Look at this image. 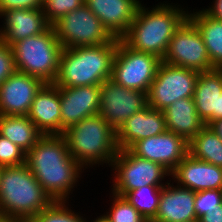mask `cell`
<instances>
[{
	"label": "cell",
	"mask_w": 222,
	"mask_h": 222,
	"mask_svg": "<svg viewBox=\"0 0 222 222\" xmlns=\"http://www.w3.org/2000/svg\"><path fill=\"white\" fill-rule=\"evenodd\" d=\"M26 165L53 201H69L85 170L70 155L63 135H42L26 153Z\"/></svg>",
	"instance_id": "cell-1"
},
{
	"label": "cell",
	"mask_w": 222,
	"mask_h": 222,
	"mask_svg": "<svg viewBox=\"0 0 222 222\" xmlns=\"http://www.w3.org/2000/svg\"><path fill=\"white\" fill-rule=\"evenodd\" d=\"M154 6L139 5L133 22L121 40L136 51L153 54L162 60L173 34L188 19L189 11L181 4L168 1H160Z\"/></svg>",
	"instance_id": "cell-2"
},
{
	"label": "cell",
	"mask_w": 222,
	"mask_h": 222,
	"mask_svg": "<svg viewBox=\"0 0 222 222\" xmlns=\"http://www.w3.org/2000/svg\"><path fill=\"white\" fill-rule=\"evenodd\" d=\"M118 39L98 46L63 48L53 84L57 87L100 85L111 79Z\"/></svg>",
	"instance_id": "cell-3"
},
{
	"label": "cell",
	"mask_w": 222,
	"mask_h": 222,
	"mask_svg": "<svg viewBox=\"0 0 222 222\" xmlns=\"http://www.w3.org/2000/svg\"><path fill=\"white\" fill-rule=\"evenodd\" d=\"M62 135L70 155L85 170L97 165L110 167L119 150L116 130L99 114L70 126Z\"/></svg>",
	"instance_id": "cell-4"
},
{
	"label": "cell",
	"mask_w": 222,
	"mask_h": 222,
	"mask_svg": "<svg viewBox=\"0 0 222 222\" xmlns=\"http://www.w3.org/2000/svg\"><path fill=\"white\" fill-rule=\"evenodd\" d=\"M52 202L26 163L3 167L0 216L16 220L32 219Z\"/></svg>",
	"instance_id": "cell-5"
},
{
	"label": "cell",
	"mask_w": 222,
	"mask_h": 222,
	"mask_svg": "<svg viewBox=\"0 0 222 222\" xmlns=\"http://www.w3.org/2000/svg\"><path fill=\"white\" fill-rule=\"evenodd\" d=\"M16 71L42 79L56 80L63 47L50 26L45 32L22 39L12 46Z\"/></svg>",
	"instance_id": "cell-6"
},
{
	"label": "cell",
	"mask_w": 222,
	"mask_h": 222,
	"mask_svg": "<svg viewBox=\"0 0 222 222\" xmlns=\"http://www.w3.org/2000/svg\"><path fill=\"white\" fill-rule=\"evenodd\" d=\"M110 168L113 171L110 192L122 197L144 186H165L168 179H164L171 176L161 164L140 158L129 149H119Z\"/></svg>",
	"instance_id": "cell-7"
},
{
	"label": "cell",
	"mask_w": 222,
	"mask_h": 222,
	"mask_svg": "<svg viewBox=\"0 0 222 222\" xmlns=\"http://www.w3.org/2000/svg\"><path fill=\"white\" fill-rule=\"evenodd\" d=\"M52 27L63 48L98 46L115 39L86 4L61 17Z\"/></svg>",
	"instance_id": "cell-8"
},
{
	"label": "cell",
	"mask_w": 222,
	"mask_h": 222,
	"mask_svg": "<svg viewBox=\"0 0 222 222\" xmlns=\"http://www.w3.org/2000/svg\"><path fill=\"white\" fill-rule=\"evenodd\" d=\"M161 59L136 51L118 39L111 79L118 85L148 93Z\"/></svg>",
	"instance_id": "cell-9"
},
{
	"label": "cell",
	"mask_w": 222,
	"mask_h": 222,
	"mask_svg": "<svg viewBox=\"0 0 222 222\" xmlns=\"http://www.w3.org/2000/svg\"><path fill=\"white\" fill-rule=\"evenodd\" d=\"M198 74L161 61L147 93L148 106L164 111L180 98H193Z\"/></svg>",
	"instance_id": "cell-10"
},
{
	"label": "cell",
	"mask_w": 222,
	"mask_h": 222,
	"mask_svg": "<svg viewBox=\"0 0 222 222\" xmlns=\"http://www.w3.org/2000/svg\"><path fill=\"white\" fill-rule=\"evenodd\" d=\"M162 62L199 73L214 69L204 40L189 19L173 34Z\"/></svg>",
	"instance_id": "cell-11"
},
{
	"label": "cell",
	"mask_w": 222,
	"mask_h": 222,
	"mask_svg": "<svg viewBox=\"0 0 222 222\" xmlns=\"http://www.w3.org/2000/svg\"><path fill=\"white\" fill-rule=\"evenodd\" d=\"M148 106L147 93L128 89L112 79L100 84L99 115L116 131L133 114Z\"/></svg>",
	"instance_id": "cell-12"
},
{
	"label": "cell",
	"mask_w": 222,
	"mask_h": 222,
	"mask_svg": "<svg viewBox=\"0 0 222 222\" xmlns=\"http://www.w3.org/2000/svg\"><path fill=\"white\" fill-rule=\"evenodd\" d=\"M188 147L184 138L166 130L135 142L129 150L140 158L161 164L171 173L188 154Z\"/></svg>",
	"instance_id": "cell-13"
},
{
	"label": "cell",
	"mask_w": 222,
	"mask_h": 222,
	"mask_svg": "<svg viewBox=\"0 0 222 222\" xmlns=\"http://www.w3.org/2000/svg\"><path fill=\"white\" fill-rule=\"evenodd\" d=\"M45 84L38 77L15 71L0 85V115H27Z\"/></svg>",
	"instance_id": "cell-14"
},
{
	"label": "cell",
	"mask_w": 222,
	"mask_h": 222,
	"mask_svg": "<svg viewBox=\"0 0 222 222\" xmlns=\"http://www.w3.org/2000/svg\"><path fill=\"white\" fill-rule=\"evenodd\" d=\"M61 106V135L70 126L99 114L100 85L58 87Z\"/></svg>",
	"instance_id": "cell-15"
},
{
	"label": "cell",
	"mask_w": 222,
	"mask_h": 222,
	"mask_svg": "<svg viewBox=\"0 0 222 222\" xmlns=\"http://www.w3.org/2000/svg\"><path fill=\"white\" fill-rule=\"evenodd\" d=\"M170 177L178 186L195 192L222 190V167L197 160L189 153L171 172Z\"/></svg>",
	"instance_id": "cell-16"
},
{
	"label": "cell",
	"mask_w": 222,
	"mask_h": 222,
	"mask_svg": "<svg viewBox=\"0 0 222 222\" xmlns=\"http://www.w3.org/2000/svg\"><path fill=\"white\" fill-rule=\"evenodd\" d=\"M161 188L159 208L151 222H192L198 220L195 210L196 192L178 185L169 177Z\"/></svg>",
	"instance_id": "cell-17"
},
{
	"label": "cell",
	"mask_w": 222,
	"mask_h": 222,
	"mask_svg": "<svg viewBox=\"0 0 222 222\" xmlns=\"http://www.w3.org/2000/svg\"><path fill=\"white\" fill-rule=\"evenodd\" d=\"M193 100L205 125L222 119V69L214 68L198 74Z\"/></svg>",
	"instance_id": "cell-18"
},
{
	"label": "cell",
	"mask_w": 222,
	"mask_h": 222,
	"mask_svg": "<svg viewBox=\"0 0 222 222\" xmlns=\"http://www.w3.org/2000/svg\"><path fill=\"white\" fill-rule=\"evenodd\" d=\"M0 39L10 47L25 38L45 32L51 25L42 9H15L0 15Z\"/></svg>",
	"instance_id": "cell-19"
},
{
	"label": "cell",
	"mask_w": 222,
	"mask_h": 222,
	"mask_svg": "<svg viewBox=\"0 0 222 222\" xmlns=\"http://www.w3.org/2000/svg\"><path fill=\"white\" fill-rule=\"evenodd\" d=\"M141 2L140 0H85L92 13L117 39H121L128 31Z\"/></svg>",
	"instance_id": "cell-20"
},
{
	"label": "cell",
	"mask_w": 222,
	"mask_h": 222,
	"mask_svg": "<svg viewBox=\"0 0 222 222\" xmlns=\"http://www.w3.org/2000/svg\"><path fill=\"white\" fill-rule=\"evenodd\" d=\"M43 135H61V106L59 89L46 83L35 95L26 115Z\"/></svg>",
	"instance_id": "cell-21"
},
{
	"label": "cell",
	"mask_w": 222,
	"mask_h": 222,
	"mask_svg": "<svg viewBox=\"0 0 222 222\" xmlns=\"http://www.w3.org/2000/svg\"><path fill=\"white\" fill-rule=\"evenodd\" d=\"M166 131L163 111L147 106L133 114L116 131L118 149H129L135 142Z\"/></svg>",
	"instance_id": "cell-22"
},
{
	"label": "cell",
	"mask_w": 222,
	"mask_h": 222,
	"mask_svg": "<svg viewBox=\"0 0 222 222\" xmlns=\"http://www.w3.org/2000/svg\"><path fill=\"white\" fill-rule=\"evenodd\" d=\"M166 130L171 131L188 143L205 126L200 119L193 98H180L164 111Z\"/></svg>",
	"instance_id": "cell-23"
},
{
	"label": "cell",
	"mask_w": 222,
	"mask_h": 222,
	"mask_svg": "<svg viewBox=\"0 0 222 222\" xmlns=\"http://www.w3.org/2000/svg\"><path fill=\"white\" fill-rule=\"evenodd\" d=\"M196 10L189 11L188 19L201 34L212 67L222 69V21L213 19L202 9Z\"/></svg>",
	"instance_id": "cell-24"
},
{
	"label": "cell",
	"mask_w": 222,
	"mask_h": 222,
	"mask_svg": "<svg viewBox=\"0 0 222 222\" xmlns=\"http://www.w3.org/2000/svg\"><path fill=\"white\" fill-rule=\"evenodd\" d=\"M0 135L27 153L43 134L26 115H0Z\"/></svg>",
	"instance_id": "cell-25"
},
{
	"label": "cell",
	"mask_w": 222,
	"mask_h": 222,
	"mask_svg": "<svg viewBox=\"0 0 222 222\" xmlns=\"http://www.w3.org/2000/svg\"><path fill=\"white\" fill-rule=\"evenodd\" d=\"M188 146L193 158L222 167V140L210 125H205Z\"/></svg>",
	"instance_id": "cell-26"
},
{
	"label": "cell",
	"mask_w": 222,
	"mask_h": 222,
	"mask_svg": "<svg viewBox=\"0 0 222 222\" xmlns=\"http://www.w3.org/2000/svg\"><path fill=\"white\" fill-rule=\"evenodd\" d=\"M164 186L148 185L132 190L123 197L146 219L151 222L158 211L161 188Z\"/></svg>",
	"instance_id": "cell-27"
},
{
	"label": "cell",
	"mask_w": 222,
	"mask_h": 222,
	"mask_svg": "<svg viewBox=\"0 0 222 222\" xmlns=\"http://www.w3.org/2000/svg\"><path fill=\"white\" fill-rule=\"evenodd\" d=\"M68 206L67 200L53 201L33 219L36 222H87L86 216H82L81 212L76 213L75 209Z\"/></svg>",
	"instance_id": "cell-28"
},
{
	"label": "cell",
	"mask_w": 222,
	"mask_h": 222,
	"mask_svg": "<svg viewBox=\"0 0 222 222\" xmlns=\"http://www.w3.org/2000/svg\"><path fill=\"white\" fill-rule=\"evenodd\" d=\"M110 196L112 205L104 212L110 222H148L124 197L113 192Z\"/></svg>",
	"instance_id": "cell-29"
},
{
	"label": "cell",
	"mask_w": 222,
	"mask_h": 222,
	"mask_svg": "<svg viewBox=\"0 0 222 222\" xmlns=\"http://www.w3.org/2000/svg\"><path fill=\"white\" fill-rule=\"evenodd\" d=\"M85 4V0H43L42 11L52 26L61 17Z\"/></svg>",
	"instance_id": "cell-30"
},
{
	"label": "cell",
	"mask_w": 222,
	"mask_h": 222,
	"mask_svg": "<svg viewBox=\"0 0 222 222\" xmlns=\"http://www.w3.org/2000/svg\"><path fill=\"white\" fill-rule=\"evenodd\" d=\"M26 163V152L0 135V165L17 166Z\"/></svg>",
	"instance_id": "cell-31"
},
{
	"label": "cell",
	"mask_w": 222,
	"mask_h": 222,
	"mask_svg": "<svg viewBox=\"0 0 222 222\" xmlns=\"http://www.w3.org/2000/svg\"><path fill=\"white\" fill-rule=\"evenodd\" d=\"M222 204V190H203L196 192L195 210L197 218Z\"/></svg>",
	"instance_id": "cell-32"
},
{
	"label": "cell",
	"mask_w": 222,
	"mask_h": 222,
	"mask_svg": "<svg viewBox=\"0 0 222 222\" xmlns=\"http://www.w3.org/2000/svg\"><path fill=\"white\" fill-rule=\"evenodd\" d=\"M15 71L12 47L0 39V85Z\"/></svg>",
	"instance_id": "cell-33"
},
{
	"label": "cell",
	"mask_w": 222,
	"mask_h": 222,
	"mask_svg": "<svg viewBox=\"0 0 222 222\" xmlns=\"http://www.w3.org/2000/svg\"><path fill=\"white\" fill-rule=\"evenodd\" d=\"M43 0H0V15L15 9H42Z\"/></svg>",
	"instance_id": "cell-34"
},
{
	"label": "cell",
	"mask_w": 222,
	"mask_h": 222,
	"mask_svg": "<svg viewBox=\"0 0 222 222\" xmlns=\"http://www.w3.org/2000/svg\"><path fill=\"white\" fill-rule=\"evenodd\" d=\"M211 4L208 8H202V10L213 19L222 21V0H213Z\"/></svg>",
	"instance_id": "cell-35"
},
{
	"label": "cell",
	"mask_w": 222,
	"mask_h": 222,
	"mask_svg": "<svg viewBox=\"0 0 222 222\" xmlns=\"http://www.w3.org/2000/svg\"><path fill=\"white\" fill-rule=\"evenodd\" d=\"M198 222H222V204L198 218Z\"/></svg>",
	"instance_id": "cell-36"
},
{
	"label": "cell",
	"mask_w": 222,
	"mask_h": 222,
	"mask_svg": "<svg viewBox=\"0 0 222 222\" xmlns=\"http://www.w3.org/2000/svg\"><path fill=\"white\" fill-rule=\"evenodd\" d=\"M210 126L222 140V119L211 123Z\"/></svg>",
	"instance_id": "cell-37"
},
{
	"label": "cell",
	"mask_w": 222,
	"mask_h": 222,
	"mask_svg": "<svg viewBox=\"0 0 222 222\" xmlns=\"http://www.w3.org/2000/svg\"><path fill=\"white\" fill-rule=\"evenodd\" d=\"M87 222H90V220H87ZM91 222H110V221L107 219V217L104 214H102L94 218V220L92 219Z\"/></svg>",
	"instance_id": "cell-38"
},
{
	"label": "cell",
	"mask_w": 222,
	"mask_h": 222,
	"mask_svg": "<svg viewBox=\"0 0 222 222\" xmlns=\"http://www.w3.org/2000/svg\"><path fill=\"white\" fill-rule=\"evenodd\" d=\"M0 222H18V220L0 216Z\"/></svg>",
	"instance_id": "cell-39"
},
{
	"label": "cell",
	"mask_w": 222,
	"mask_h": 222,
	"mask_svg": "<svg viewBox=\"0 0 222 222\" xmlns=\"http://www.w3.org/2000/svg\"><path fill=\"white\" fill-rule=\"evenodd\" d=\"M18 222H36L33 218L32 219H20Z\"/></svg>",
	"instance_id": "cell-40"
},
{
	"label": "cell",
	"mask_w": 222,
	"mask_h": 222,
	"mask_svg": "<svg viewBox=\"0 0 222 222\" xmlns=\"http://www.w3.org/2000/svg\"><path fill=\"white\" fill-rule=\"evenodd\" d=\"M2 171H3V166L0 165V178H1Z\"/></svg>",
	"instance_id": "cell-41"
}]
</instances>
